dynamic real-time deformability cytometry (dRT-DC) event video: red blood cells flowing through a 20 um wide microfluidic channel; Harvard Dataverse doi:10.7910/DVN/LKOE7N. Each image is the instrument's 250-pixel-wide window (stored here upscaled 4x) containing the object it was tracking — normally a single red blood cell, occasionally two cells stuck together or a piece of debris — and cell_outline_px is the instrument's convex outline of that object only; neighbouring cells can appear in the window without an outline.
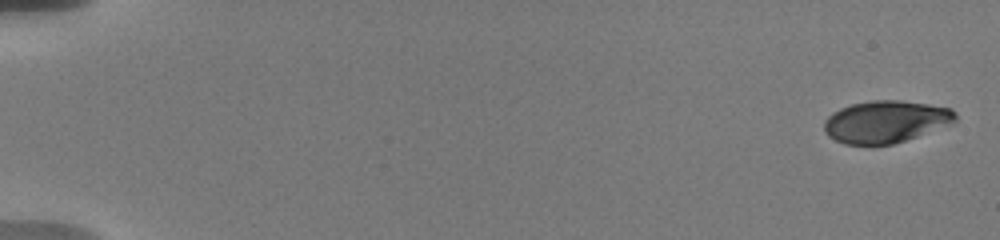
{"species": "human", "species_latin": "Homo sapiens", "temperature_condition": "warm", "stored_images_in_passage": 14, "camera_frame_rate_fps": 3000, "um_per_image_px": 0.085, "donor": {"sex": "male"}, "frame": {"image": 1, "passage_image": 1, "time_ms": 0.0, "image_size_px": [1000, 240], "cell_outline_px": [[956, 124], [892, 144], [872, 148], [844, 144], [828, 136], [824, 132], [824, 120], [828, 116], [840, 108], [852, 104], [872, 100], [900, 100], [928, 104], [952, 108], [956, 112]], "centroid_in_image_um": [75.3, 10.38], "position_along_channel_um": 9.7, "area_um2": 33.18}}
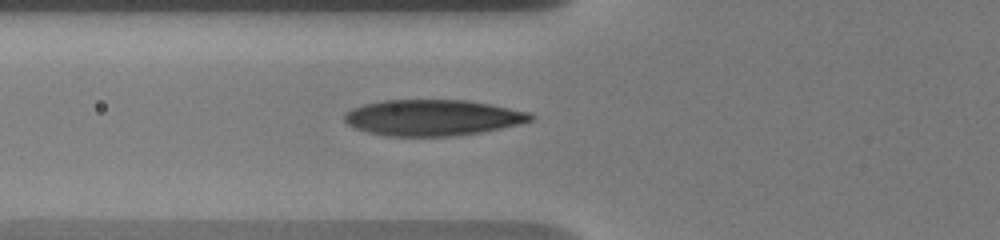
{"frame": {"image": 2, "passage_image": 12, "time_ms": 7.0, "image_size_px": [1000, 240], "cell_outline_px": [[536, 116], [532, 120], [520, 124], [480, 132], [456, 136], [388, 136], [368, 132], [352, 128], [344, 120], [344, 112], [352, 108], [364, 104], [384, 100], [468, 100], [528, 112]], "centroid_in_image_um": [36.73, 10.0], "position_along_channel_um": 89.1, "area_um2": 39.07}}
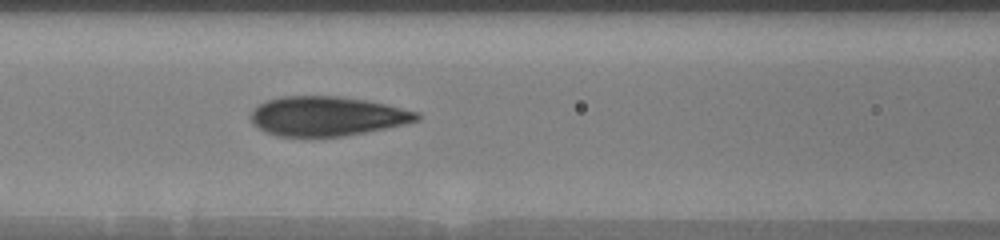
{"frame": {"image": 3, "passage_image": 14, "time_ms": 8.333, "image_size_px": [1000, 240], "cell_outline_px": [[420, 120], [384, 128], [344, 136], [276, 136], [264, 132], [252, 124], [252, 112], [260, 104], [268, 100], [280, 96], [340, 96], [364, 100], [384, 104], [416, 112], [420, 116]], "centroid_in_image_um": [27.75, 9.87], "position_along_channel_um": 138.9, "area_um2": 37.69}}